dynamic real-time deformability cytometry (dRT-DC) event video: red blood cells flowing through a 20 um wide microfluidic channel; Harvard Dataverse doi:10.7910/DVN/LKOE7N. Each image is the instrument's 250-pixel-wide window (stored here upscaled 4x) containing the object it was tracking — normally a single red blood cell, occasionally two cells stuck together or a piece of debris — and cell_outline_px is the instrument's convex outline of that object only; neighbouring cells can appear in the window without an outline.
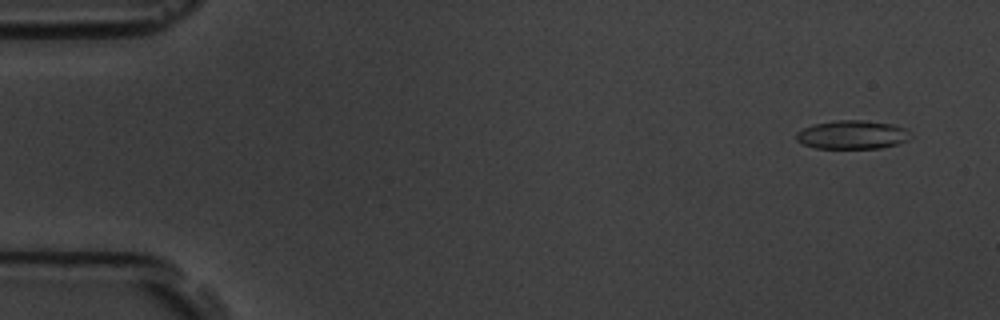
{"species": "common noctule bat (a hibernating species)", "species_latin": "Nyctalus noctula", "temperature_condition": "room temperature", "stored_images_in_passage": 5, "camera_frame_rate_fps": 3000, "um_per_image_px": 0.085, "animal": {"sex": "male", "body_mass_g": 19.5, "forearm_length_mm": 54.6}, "frame": {"image": 1, "passage_image": 2, "time_ms": 1.0, "image_size_px": [1000, 320], "cell_outline_px": [[912, 136], [908, 140], [896, 144], [880, 148], [816, 148], [804, 144], [796, 140], [796, 132], [812, 124], [836, 120], [864, 120], [892, 124], [908, 128], [912, 132]], "centroid_in_image_um": [72.48, 11.44], "position_along_channel_um": 12.5, "area_um2": 19.25}}
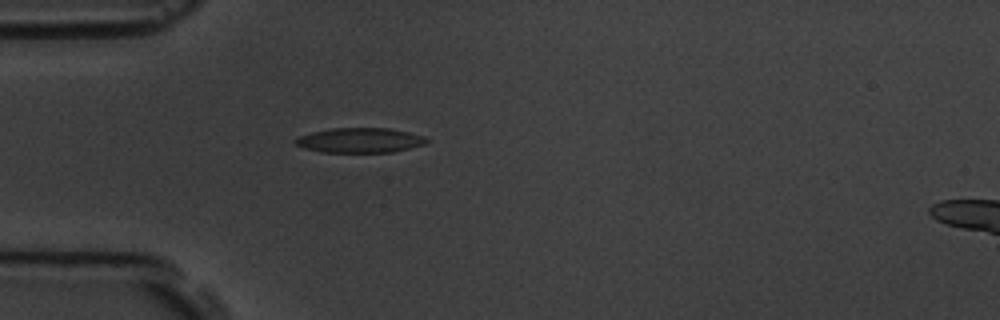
{"frame": {"image": 2, "passage_image": 5, "time_ms": 5.333, "image_size_px": [1000, 320], "cell_outline_px": [[428, 140], [424, 144], [392, 152], [320, 152], [304, 148], [296, 144], [292, 140], [300, 136], [312, 132], [332, 128], [392, 128], [424, 136]], "centroid_in_image_um": [30.57, 11.92], "position_along_channel_um": 54.4, "area_um2": 18.9}}